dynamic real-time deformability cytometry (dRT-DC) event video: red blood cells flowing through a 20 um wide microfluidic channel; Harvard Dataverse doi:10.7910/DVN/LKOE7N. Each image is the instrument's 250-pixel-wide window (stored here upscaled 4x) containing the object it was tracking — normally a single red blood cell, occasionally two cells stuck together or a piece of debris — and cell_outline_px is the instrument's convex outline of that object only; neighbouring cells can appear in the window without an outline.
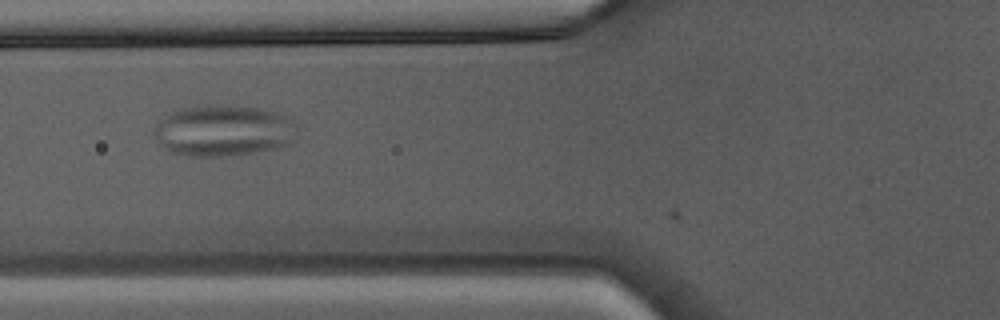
{"species": "Egyptian fruit bat (a non-hibernating species)", "species_latin": "Rousettus aegyptiacus", "temperature_condition": "warm", "stored_images_in_passage": 28, "camera_frame_rate_fps": 3000, "um_per_image_px": 0.085, "animal": {"sex": "male"}, "frame": {"image": 1, "passage_image": 6, "time_ms": 1.667, "image_size_px": [1000, 320], "cell_outline_px": [[296, 132], [292, 144], [256, 152], [220, 156], [188, 156], [168, 152], [160, 144], [152, 132], [152, 128], [172, 108], [204, 104], [208, 104], [256, 108], [280, 112], [288, 116], [296, 124]], "centroid_in_image_um": [18.94, 11.08], "position_along_channel_um": 106.9, "area_um2": 43.47}}
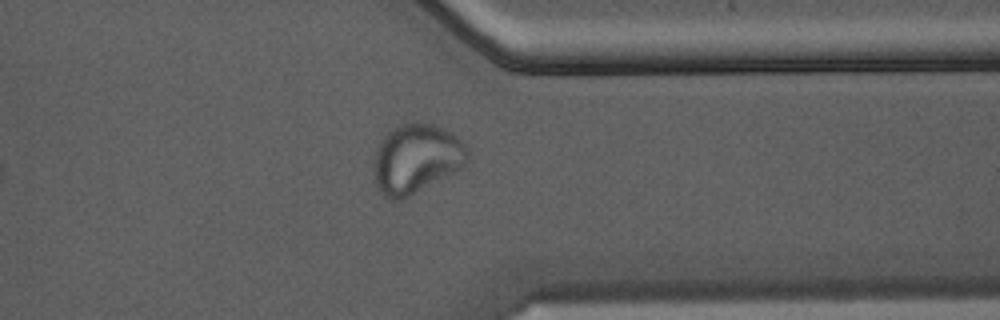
{"frame": {"image": 2, "passage_image": 24, "time_ms": 7.667, "image_size_px": [1000, 320], "cell_outline_px": [[468, 160], [460, 168], [408, 196], [400, 200], [392, 200], [384, 196], [380, 192], [376, 180], [376, 148], [384, 136], [388, 132], [400, 124], [412, 120], [432, 124], [448, 132], [460, 140], [464, 144], [468, 152]], "centroid_in_image_um": [35.37, 13.46], "position_along_channel_um": 376.0, "area_um2": 36.93}}